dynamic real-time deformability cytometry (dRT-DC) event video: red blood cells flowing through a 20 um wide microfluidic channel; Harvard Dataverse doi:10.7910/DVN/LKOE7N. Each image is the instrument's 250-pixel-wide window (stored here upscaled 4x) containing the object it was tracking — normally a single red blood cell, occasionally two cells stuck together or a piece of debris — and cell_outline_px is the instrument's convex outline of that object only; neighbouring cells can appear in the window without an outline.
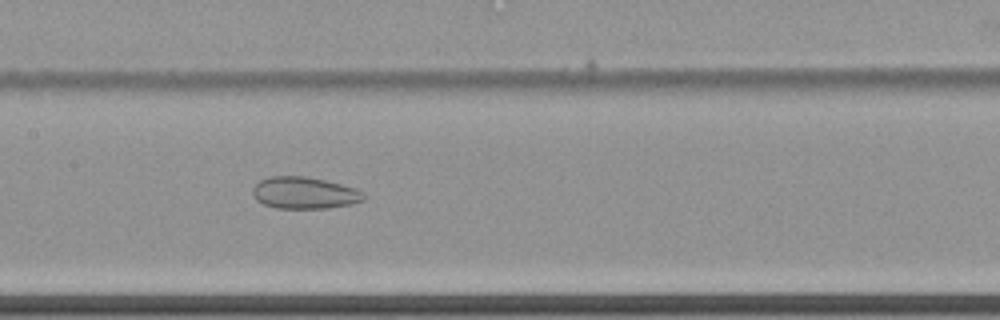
{"species": "common noctule bat (a hibernating species)", "species_latin": "Nyctalus noctula", "temperature_condition": "cold", "stored_images_in_passage": 61, "camera_frame_rate_fps": 3000, "um_per_image_px": 0.085, "animal": {"sex": "female", "body_mass_g": 22.7, "forearm_length_mm": 54.2}, "frame": {"image": 1, "passage_image": 32, "time_ms": 10.333, "image_size_px": [1000, 320], "cell_outline_px": [[364, 200], [352, 204], [328, 208], [276, 208], [264, 204], [256, 200], [252, 196], [252, 188], [260, 180], [268, 176], [308, 176], [356, 188], [364, 192]], "centroid_in_image_um": [25.86, 16.39], "position_along_channel_um": 181.5, "area_um2": 20.75}}
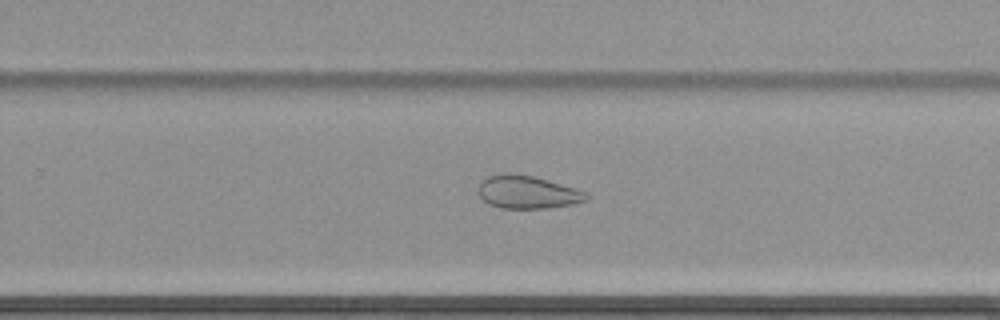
{"frame": {"image": 2, "passage_image": 41, "time_ms": 13.333, "image_size_px": [1000, 320], "cell_outline_px": [[588, 200], [572, 204], [548, 208], [500, 208], [488, 204], [480, 196], [480, 184], [488, 176], [500, 172], [508, 172], [532, 176], [560, 184], [584, 192], [588, 196]], "centroid_in_image_um": [44.8, 16.33], "position_along_channel_um": 285.0, "area_um2": 20.4}}
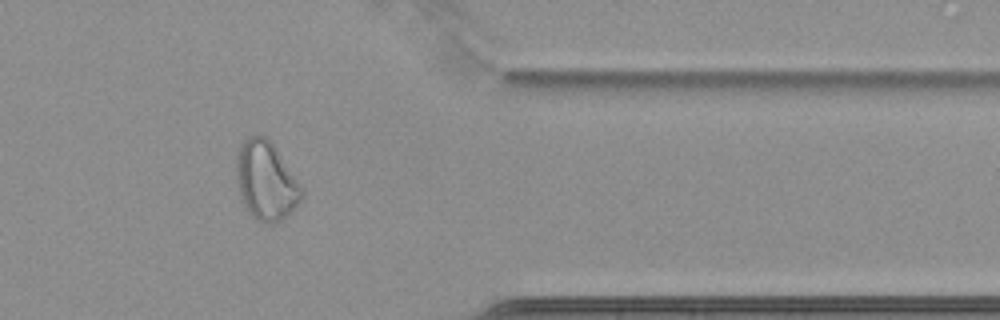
{"frame": {"image": 3, "passage_image": 51, "time_ms": 16.667, "image_size_px": [1000, 320], "cell_outline_px": [[304, 192], [300, 200], [276, 224], [264, 224], [256, 220], [248, 212], [240, 200], [236, 184], [236, 156], [240, 144], [248, 136], [256, 132], [272, 140], [300, 184]], "centroid_in_image_um": [22.56, 15.32], "position_along_channel_um": 388.8, "area_um2": 30.52}}